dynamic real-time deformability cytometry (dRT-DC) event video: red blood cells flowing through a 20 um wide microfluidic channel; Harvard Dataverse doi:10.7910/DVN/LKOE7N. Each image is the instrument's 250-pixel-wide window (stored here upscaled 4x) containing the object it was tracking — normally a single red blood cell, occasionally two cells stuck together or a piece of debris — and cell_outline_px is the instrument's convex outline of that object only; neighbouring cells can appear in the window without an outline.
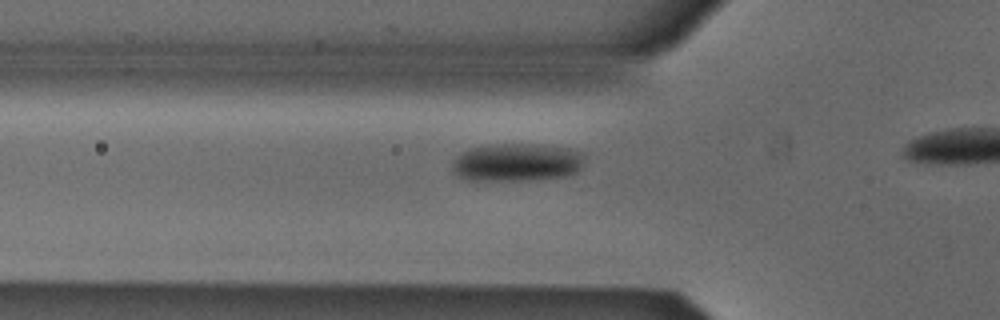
{"species": "Egyptian fruit bat (a non-hibernating species)", "species_latin": "Rousettus aegyptiacus", "temperature_condition": "cold", "stored_images_in_passage": 17, "camera_frame_rate_fps": 3000, "um_per_image_px": 0.085, "animal": {"sex": "male"}, "frame": {"image": 1, "passage_image": 12, "time_ms": 3.667, "image_size_px": [1000, 320], "cell_outline_px": [[584, 168], [568, 176], [528, 180], [468, 180], [456, 176], [452, 172], [452, 164], [456, 156], [472, 148], [504, 144], [532, 144], [568, 148], [584, 152]], "centroid_in_image_um": [43.98, 13.82], "position_along_channel_um": 81.8, "area_um2": 29.42}}
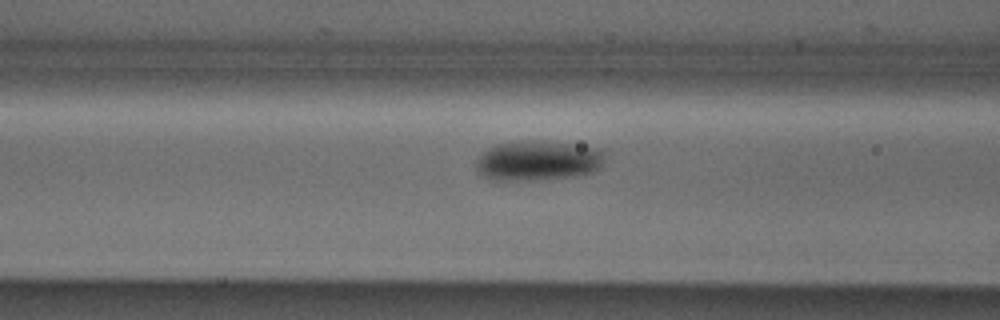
{"frame": {"image": 2, "passage_image": 15, "time_ms": 4.667, "image_size_px": [1000, 320], "cell_outline_px": [[604, 164], [600, 168], [592, 172], [580, 176], [536, 180], [496, 180], [484, 176], [476, 168], [476, 160], [488, 148], [496, 144], [520, 140], [540, 140], [600, 148], [604, 152]], "centroid_in_image_um": [45.77, 13.65], "position_along_channel_um": 120.8, "area_um2": 30.29}}